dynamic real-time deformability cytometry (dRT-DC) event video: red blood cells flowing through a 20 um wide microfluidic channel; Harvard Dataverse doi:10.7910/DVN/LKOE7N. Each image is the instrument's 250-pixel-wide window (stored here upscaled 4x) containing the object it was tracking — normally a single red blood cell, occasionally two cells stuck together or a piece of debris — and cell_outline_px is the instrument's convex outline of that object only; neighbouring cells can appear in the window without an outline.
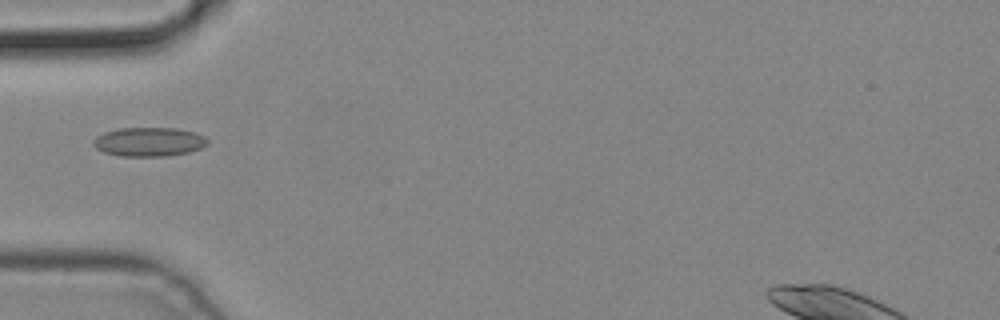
{"species": "common noctule bat (a hibernating species)", "species_latin": "Nyctalus noctula", "temperature_condition": "cold", "stored_images_in_passage": 5, "camera_frame_rate_fps": 3000, "um_per_image_px": 0.085, "animal": {"sex": "male", "body_mass_g": 19.2, "forearm_length_mm": 51.8}, "frame": {"image": 1, "passage_image": 4, "time_ms": 1.0, "image_size_px": [1000, 320], "cell_outline_px": [[208, 144], [200, 148], [188, 152], [168, 156], [120, 156], [104, 152], [96, 148], [92, 144], [92, 140], [96, 136], [104, 132], [120, 128], [176, 128], [196, 132], [204, 136], [208, 140]], "centroid_in_image_um": [12.65, 12.05], "position_along_channel_um": 72.3, "area_um2": 19.42}}
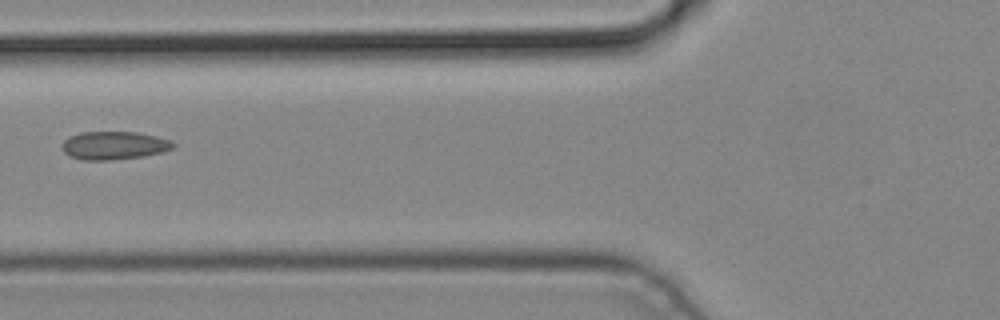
{"frame": {"image": 2, "passage_image": 5, "time_ms": 1.333, "image_size_px": [1000, 320], "cell_outline_px": [[176, 144], [172, 148], [160, 152], [144, 156], [108, 160], [80, 160], [64, 152], [60, 148], [60, 144], [68, 136], [80, 132], [136, 132], [156, 136], [168, 140]], "centroid_in_image_um": [9.62, 12.36], "position_along_channel_um": 116.2, "area_um2": 18.21}}